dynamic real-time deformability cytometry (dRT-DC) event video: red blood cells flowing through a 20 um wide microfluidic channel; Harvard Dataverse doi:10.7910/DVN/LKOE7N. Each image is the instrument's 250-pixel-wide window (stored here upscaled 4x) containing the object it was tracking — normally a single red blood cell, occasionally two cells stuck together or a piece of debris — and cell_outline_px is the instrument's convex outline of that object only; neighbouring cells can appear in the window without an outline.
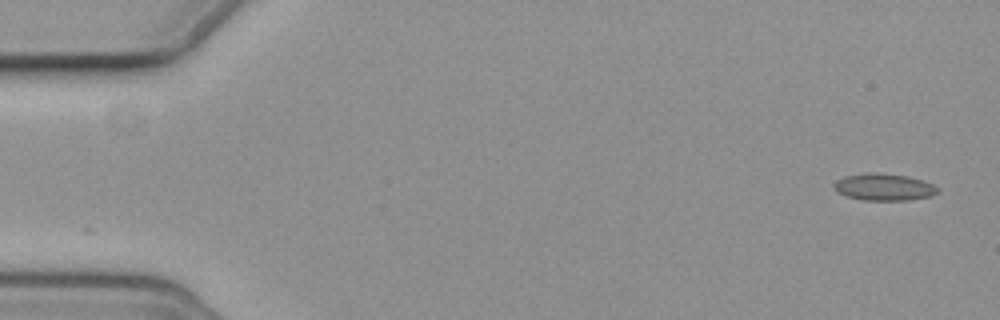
{"species": "common noctule bat (a hibernating species)", "species_latin": "Nyctalus noctula", "temperature_condition": "cold", "stored_images_in_passage": 2, "camera_frame_rate_fps": 3000, "um_per_image_px": 0.085, "animal": {"sex": "female", "body_mass_g": 19.3, "forearm_length_mm": 54.1}, "frame": {"image": 1, "passage_image": 2, "time_ms": 1.0, "image_size_px": [1000, 320], "cell_outline_px": [[936, 192], [932, 196], [908, 200], [864, 200], [848, 196], [836, 192], [832, 184], [836, 180], [844, 176], [868, 172], [876, 172], [908, 176], [924, 180], [932, 184], [936, 188]], "centroid_in_image_um": [75.09, 15.89], "position_along_channel_um": 9.9, "area_um2": 16.3}}